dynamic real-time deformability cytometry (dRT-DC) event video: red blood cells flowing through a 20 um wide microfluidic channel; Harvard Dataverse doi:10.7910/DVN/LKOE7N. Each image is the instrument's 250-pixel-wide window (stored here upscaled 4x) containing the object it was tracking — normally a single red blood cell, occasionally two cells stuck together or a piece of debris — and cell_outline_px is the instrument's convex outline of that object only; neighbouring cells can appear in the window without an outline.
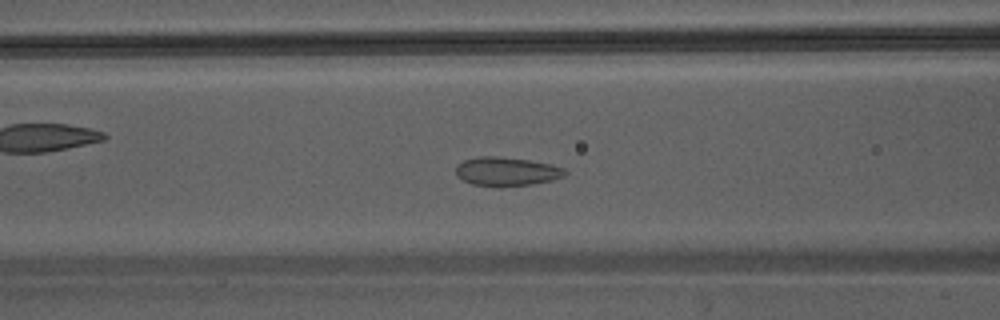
{"species": "Egyptian fruit bat (a non-hibernating species)", "species_latin": "Rousettus aegyptiacus", "temperature_condition": "warm", "stored_images_in_passage": 41, "camera_frame_rate_fps": 3000, "um_per_image_px": 0.085, "animal": {"sex": "male"}, "frame": {"image": 1, "passage_image": 14, "time_ms": 4.333, "image_size_px": [1000, 320], "cell_outline_px": [[568, 172], [564, 176], [552, 180], [532, 184], [500, 188], [496, 188], [472, 184], [456, 176], [456, 164], [464, 160], [480, 156], [496, 156], [528, 160], [552, 164], [564, 168]], "centroid_in_image_um": [43.05, 14.59], "position_along_channel_um": 123.6, "area_um2": 18.67}}
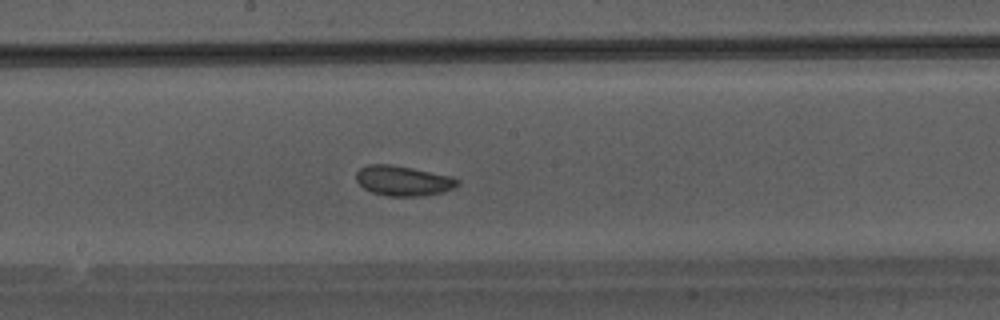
{"frame": {"image": 2, "passage_image": 20, "time_ms": 6.333, "image_size_px": [1000, 320], "cell_outline_px": [[460, 184], [444, 192], [420, 196], [388, 196], [372, 192], [364, 188], [356, 180], [356, 172], [360, 168], [368, 164], [392, 164], [452, 176], [460, 180]], "centroid_in_image_um": [34.28, 15.36], "position_along_channel_um": 213.9, "area_um2": 17.8}}
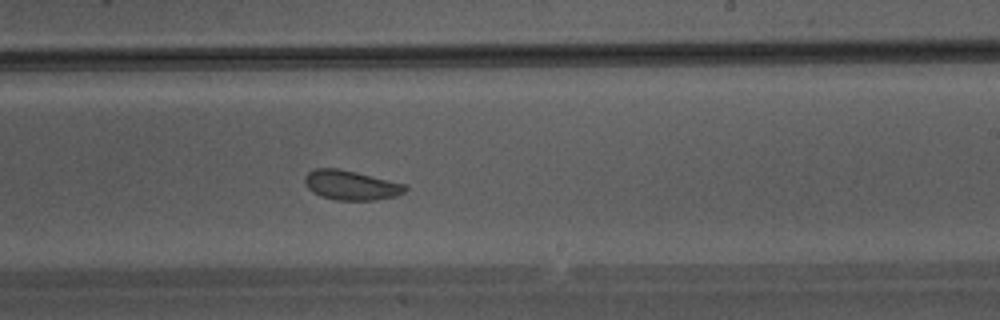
{"frame": {"image": 3, "passage_image": 23, "time_ms": 7.333, "image_size_px": [1000, 320], "cell_outline_px": [[408, 188], [404, 192], [396, 196], [376, 200], [336, 200], [320, 196], [312, 192], [304, 184], [304, 176], [308, 172], [316, 168], [340, 168], [408, 184]], "centroid_in_image_um": [29.84, 15.73], "position_along_channel_um": 259.2, "area_um2": 17.63}}